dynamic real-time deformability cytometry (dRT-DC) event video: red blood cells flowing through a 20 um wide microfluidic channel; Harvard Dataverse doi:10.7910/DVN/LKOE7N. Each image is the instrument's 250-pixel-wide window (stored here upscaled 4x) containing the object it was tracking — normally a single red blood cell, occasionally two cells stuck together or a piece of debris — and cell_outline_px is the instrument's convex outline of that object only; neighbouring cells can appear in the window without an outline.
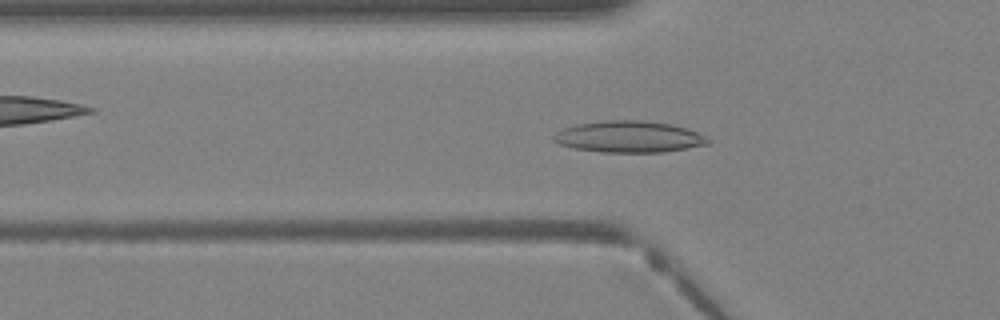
{"species": "Egyptian fruit bat (a non-hibernating species)", "species_latin": "Rousettus aegyptiacus", "temperature_condition": "warm", "stored_images_in_passage": 38, "camera_frame_rate_fps": 3000, "um_per_image_px": 0.085, "animal": {"sex": "female"}, "frame": {"image": 1, "passage_image": 12, "time_ms": 3.667, "image_size_px": [1000, 320], "cell_outline_px": [[712, 140], [708, 144], [664, 152], [600, 152], [572, 148], [560, 144], [552, 140], [552, 136], [556, 132], [564, 128], [576, 124], [600, 120], [644, 120], [672, 124], [696, 132]], "centroid_in_image_um": [53.42, 11.62], "position_along_channel_um": 72.4, "area_um2": 28.44}}
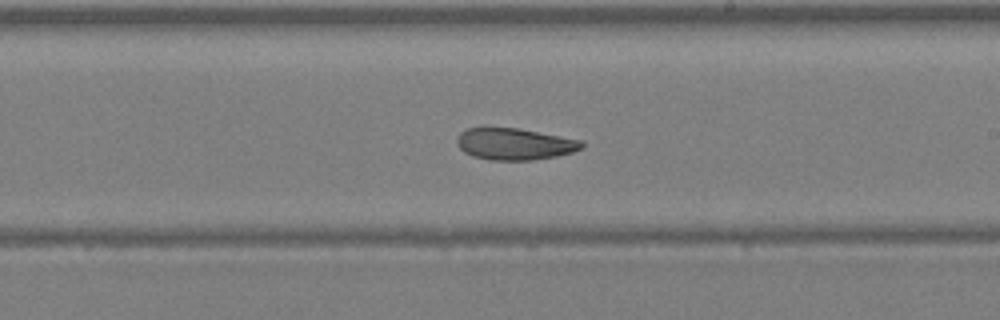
{"frame": {"image": 2, "passage_image": 22, "time_ms": 7.0, "image_size_px": [1000, 320], "cell_outline_px": [[584, 148], [572, 152], [556, 156], [532, 160], [492, 160], [472, 156], [464, 152], [456, 144], [456, 140], [460, 132], [468, 128], [520, 128], [584, 140]], "centroid_in_image_um": [43.77, 12.24], "position_along_channel_um": 245.2, "area_um2": 23.24}}
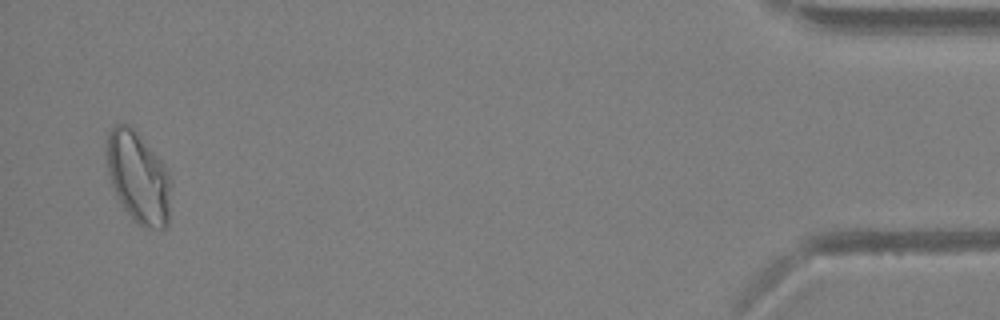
{"frame": {"image": 3, "passage_image": 37, "time_ms": 12.0, "image_size_px": [1000, 320], "cell_outline_px": [[172, 184], [168, 224], [160, 232], [140, 224], [124, 208], [112, 184], [108, 172], [104, 144], [104, 140], [108, 132], [116, 124], [128, 124], [136, 132], [164, 164], [172, 180]], "centroid_in_image_um": [11.77, 15.07], "position_along_channel_um": 423.4, "area_um2": 34.33}}